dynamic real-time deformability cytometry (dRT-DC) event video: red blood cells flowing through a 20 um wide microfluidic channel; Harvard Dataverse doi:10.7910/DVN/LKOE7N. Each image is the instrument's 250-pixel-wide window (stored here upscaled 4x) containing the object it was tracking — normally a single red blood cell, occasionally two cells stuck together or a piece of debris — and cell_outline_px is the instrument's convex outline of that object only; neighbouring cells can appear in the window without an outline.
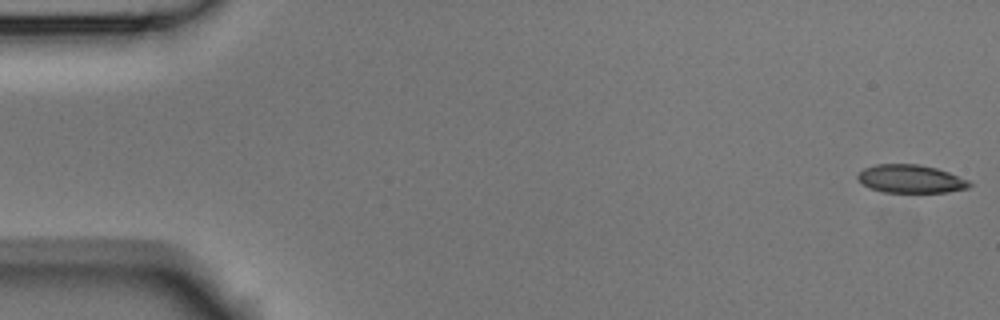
{"species": "Egyptian fruit bat (a non-hibernating species)", "species_latin": "Rousettus aegyptiacus", "temperature_condition": "room temperature", "stored_images_in_passage": 4, "camera_frame_rate_fps": 3000, "um_per_image_px": 0.085, "animal": {"sex": "male"}, "frame": {"image": 1, "passage_image": 1, "time_ms": 0.0, "image_size_px": [1000, 320], "cell_outline_px": [[972, 184], [968, 188], [948, 192], [880, 192], [864, 184], [856, 176], [864, 168], [876, 164], [916, 164], [936, 168], [948, 172], [968, 180]], "centroid_in_image_um": [77.42, 15.2], "position_along_channel_um": 7.6, "area_um2": 18.15}}
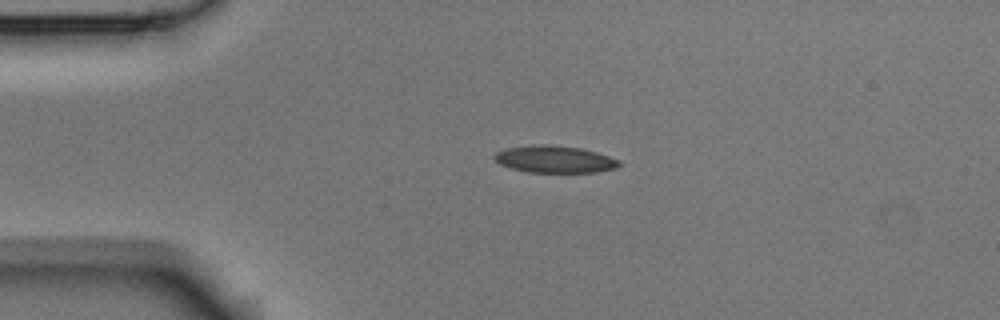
{"frame": {"image": 2, "passage_image": 3, "time_ms": 0.667, "image_size_px": [1000, 320], "cell_outline_px": [[624, 164], [616, 168], [596, 172], [528, 172], [512, 168], [500, 164], [492, 156], [496, 152], [508, 148], [532, 144], [548, 144], [580, 148], [596, 152], [620, 160]], "centroid_in_image_um": [47.17, 13.53], "position_along_channel_um": 37.8, "area_um2": 19.71}}